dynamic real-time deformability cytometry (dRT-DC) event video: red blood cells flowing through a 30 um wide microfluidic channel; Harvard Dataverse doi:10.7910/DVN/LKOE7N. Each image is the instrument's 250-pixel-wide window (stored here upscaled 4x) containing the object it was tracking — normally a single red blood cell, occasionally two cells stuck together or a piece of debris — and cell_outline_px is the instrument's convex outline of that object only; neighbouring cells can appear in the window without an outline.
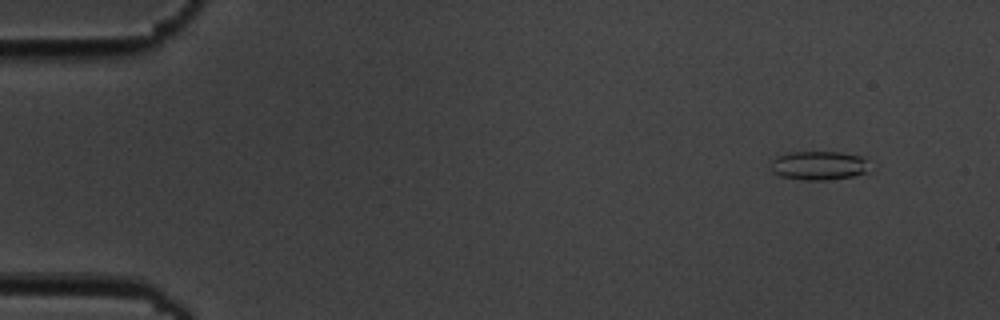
{"species": "common noctule bat (a hibernating species)", "species_latin": "Nyctalus noctula", "temperature_condition": "cold", "stored_images_in_passage": 9, "camera_frame_rate_fps": 3000, "um_per_image_px": 0.085, "animal": {"sex": "male", "body_mass_g": 19.5, "forearm_length_mm": 54.6}, "frame": {"image": 1, "passage_image": 1, "time_ms": 0.0, "image_size_px": [1000, 320], "cell_outline_px": [[872, 172], [856, 176], [828, 180], [800, 180], [780, 176], [772, 172], [768, 168], [768, 164], [776, 156], [784, 152], [844, 152], [860, 156], [864, 160]], "centroid_in_image_um": [69.55, 14.08], "position_along_channel_um": 15.4, "area_um2": 17.22}}
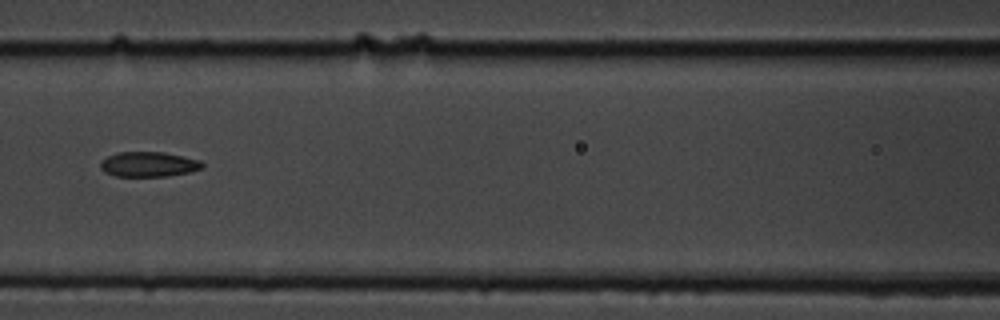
{"frame": {"image": 2, "passage_image": 7, "time_ms": 7.0, "image_size_px": [1000, 320], "cell_outline_px": [[204, 168], [188, 172], [168, 176], [116, 176], [104, 172], [100, 168], [100, 164], [108, 156], [116, 152], [164, 152], [184, 156], [200, 160], [204, 164]], "centroid_in_image_um": [12.66, 13.96], "position_along_channel_um": 153.9, "area_um2": 14.85}}
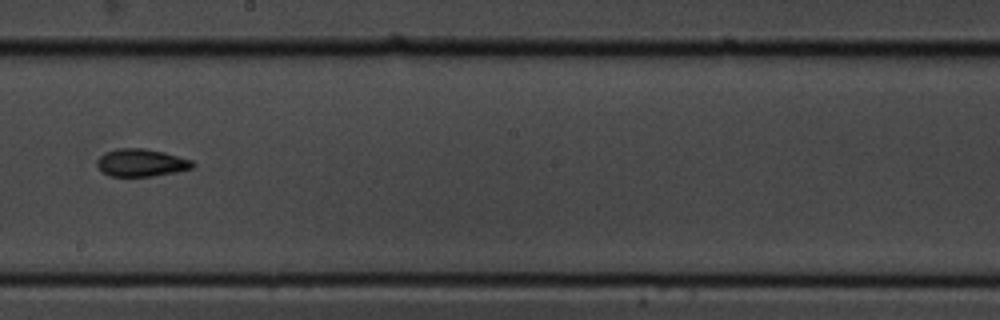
{"frame": {"image": 3, "passage_image": 9, "time_ms": 9.333, "image_size_px": [1000, 320], "cell_outline_px": [[196, 164], [192, 168], [176, 172], [152, 176], [112, 176], [100, 172], [96, 164], [96, 160], [104, 152], [116, 148], [144, 148], [164, 152], [192, 160]], "centroid_in_image_um": [11.97, 13.82], "position_along_channel_um": 236.2, "area_um2": 15.55}}